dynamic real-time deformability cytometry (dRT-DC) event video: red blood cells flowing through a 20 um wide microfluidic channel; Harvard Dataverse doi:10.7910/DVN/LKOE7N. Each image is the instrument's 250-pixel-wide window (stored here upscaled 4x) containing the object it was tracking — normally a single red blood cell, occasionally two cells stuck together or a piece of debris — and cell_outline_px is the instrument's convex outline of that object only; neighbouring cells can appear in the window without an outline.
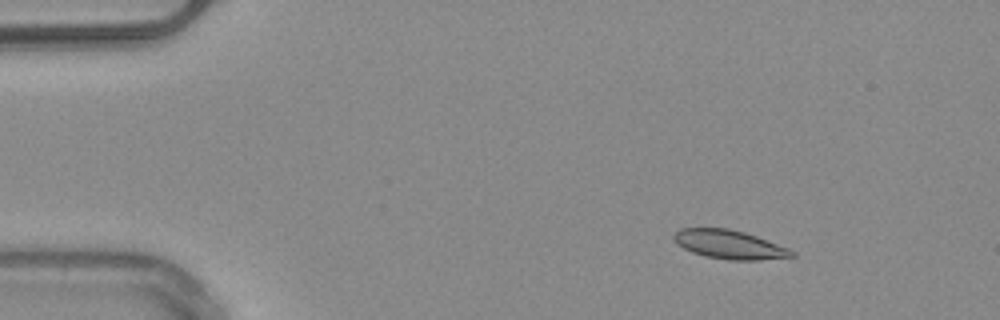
{"species": "common noctule bat (a hibernating species)", "species_latin": "Nyctalus noctula", "temperature_condition": "warm", "stored_images_in_passage": 51, "camera_frame_rate_fps": 3000, "um_per_image_px": 0.085, "animal": {"sex": "male", "body_mass_g": 20.4}, "frame": {"image": 1, "passage_image": 7, "time_ms": 2.0, "image_size_px": [1000, 320], "cell_outline_px": [[796, 256], [760, 260], [728, 260], [704, 256], [692, 252], [676, 244], [672, 240], [672, 236], [680, 228], [728, 228], [744, 232], [756, 236], [788, 248], [796, 252]], "centroid_in_image_um": [61.97, 20.79], "position_along_channel_um": 23.0, "area_um2": 19.88}}
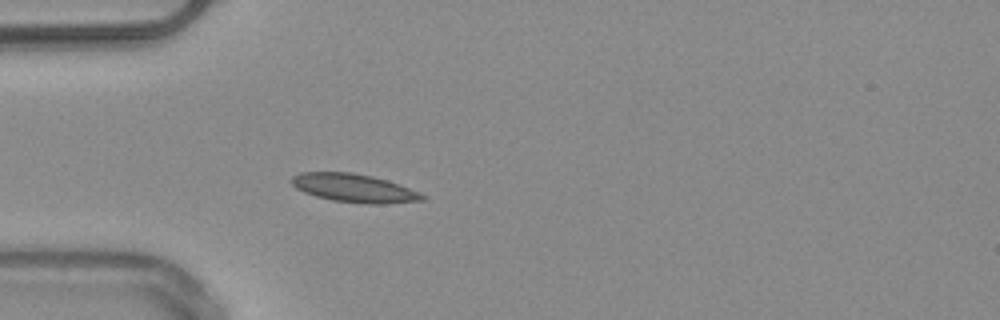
{"frame": {"image": 2, "passage_image": 15, "time_ms": 4.667, "image_size_px": [1000, 320], "cell_outline_px": [[428, 196], [424, 200], [384, 204], [368, 204], [332, 200], [316, 196], [304, 192], [296, 188], [292, 184], [292, 176], [300, 172], [352, 172], [372, 176], [388, 180], [420, 192]], "centroid_in_image_um": [30.13, 15.99], "position_along_channel_um": 54.9, "area_um2": 21.68}}
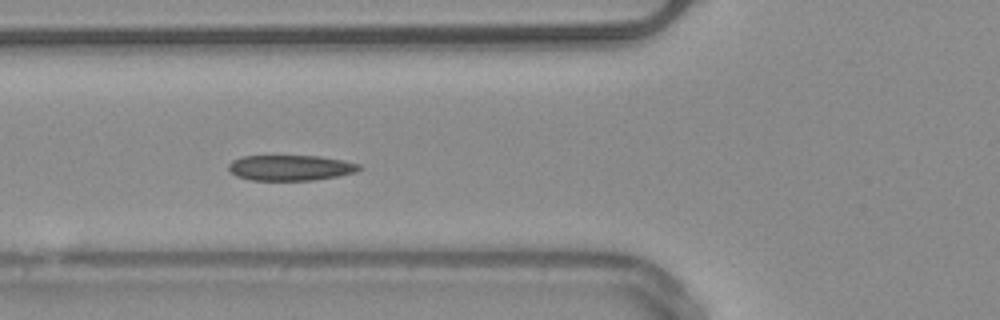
{"frame": {"image": 3, "passage_image": 19, "time_ms": 6.0, "image_size_px": [1000, 320], "cell_outline_px": [[364, 168], [356, 172], [336, 176], [312, 180], [248, 180], [236, 176], [228, 168], [228, 164], [232, 160], [240, 156], [320, 156], [344, 160], [360, 164]], "centroid_in_image_um": [24.7, 14.25], "position_along_channel_um": 101.1, "area_um2": 19.54}, "authors_computed_cell_mechanics": {"area_um2": 19.7098, "velocity_mm_per_s": 3.9946, "shape_relaxation_time_tau1_ms": 4.478, "shape_relaxation_time_tau2_ms": 3.4699, "deformation_change_tau1": 0.1175, "deformation_change_tau2": 0.0951}}